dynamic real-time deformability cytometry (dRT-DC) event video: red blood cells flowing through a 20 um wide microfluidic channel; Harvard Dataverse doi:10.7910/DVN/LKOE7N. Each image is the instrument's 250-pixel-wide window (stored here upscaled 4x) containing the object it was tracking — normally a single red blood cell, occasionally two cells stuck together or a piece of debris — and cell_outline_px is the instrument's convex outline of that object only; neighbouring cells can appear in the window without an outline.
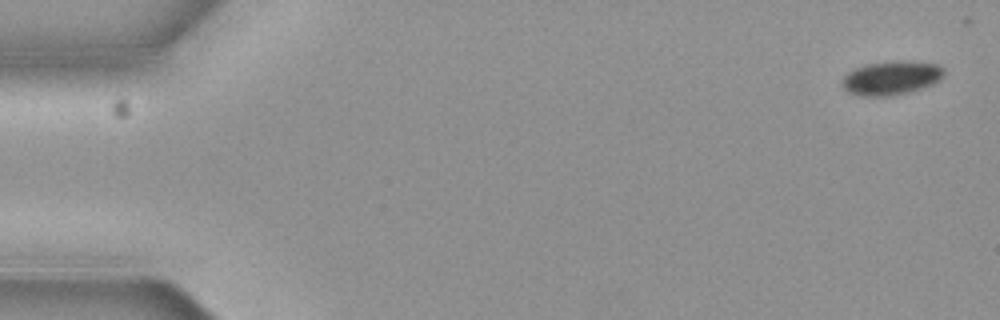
{"species": "common noctule bat (a hibernating species)", "species_latin": "Nyctalus noctula", "temperature_condition": "cold", "stored_images_in_passage": 5, "camera_frame_rate_fps": 3000, "um_per_image_px": 0.085, "animal": {"sex": "female", "body_mass_g": 19.3, "forearm_length_mm": 54.1}, "frame": {"image": 1, "passage_image": 1, "time_ms": 0.0, "image_size_px": [1000, 320], "cell_outline_px": [[944, 72], [932, 84], [908, 92], [892, 96], [860, 96], [848, 92], [840, 84], [840, 80], [848, 72], [864, 64], [896, 60], [908, 60], [936, 64], [944, 68]], "centroid_in_image_um": [75.69, 6.61], "position_along_channel_um": 9.3, "area_um2": 20.17}}
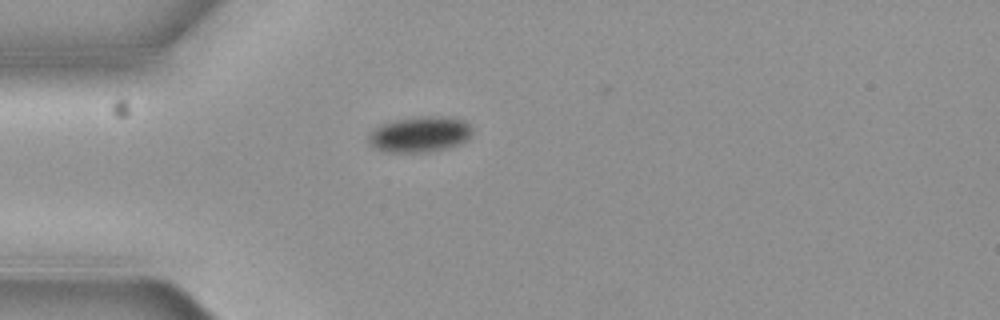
{"frame": {"image": 2, "passage_image": 5, "time_ms": 1.333, "image_size_px": [1000, 320], "cell_outline_px": [[472, 132], [468, 140], [444, 148], [420, 152], [388, 152], [372, 148], [368, 144], [368, 132], [380, 124], [396, 120], [420, 116], [440, 116], [464, 120], [472, 128]], "centroid_in_image_um": [35.62, 11.41], "position_along_channel_um": 49.4, "area_um2": 21.56}}